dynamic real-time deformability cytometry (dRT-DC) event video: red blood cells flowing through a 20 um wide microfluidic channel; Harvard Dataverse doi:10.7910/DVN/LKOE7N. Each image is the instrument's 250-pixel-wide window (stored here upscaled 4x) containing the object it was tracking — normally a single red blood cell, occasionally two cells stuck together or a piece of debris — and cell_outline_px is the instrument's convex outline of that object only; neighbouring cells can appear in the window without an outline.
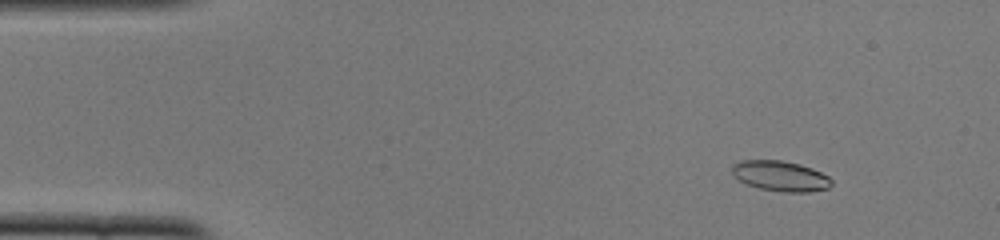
{"species": "common noctule bat (a hibernating species)", "species_latin": "Nyctalus noctula", "temperature_condition": "cold", "stored_images_in_passage": 39, "camera_frame_rate_fps": 3000, "um_per_image_px": 0.085, "animal": {"sex": "female", "body_mass_g": 22.0, "forearm_length_mm": 56.7}, "frame": {"image": 1, "passage_image": 6, "time_ms": 1.667, "image_size_px": [1000, 240], "cell_outline_px": [[832, 184], [828, 188], [808, 192], [784, 192], [760, 188], [748, 184], [732, 176], [732, 164], [740, 160], [780, 160], [800, 164], [812, 168], [828, 176], [832, 180]], "centroid_in_image_um": [66.32, 14.95], "position_along_channel_um": 18.7, "area_um2": 17.57}}
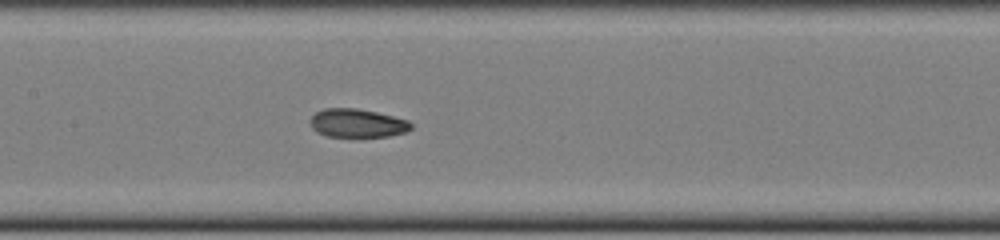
{"frame": {"image": 2, "passage_image": 25, "time_ms": 8.0, "image_size_px": [1000, 240], "cell_outline_px": [[412, 128], [408, 132], [388, 136], [328, 136], [316, 132], [312, 128], [312, 116], [316, 112], [324, 108], [356, 108], [376, 112], [408, 120], [412, 124]], "centroid_in_image_um": [30.4, 10.46], "position_along_channel_um": 177.0, "area_um2": 16.59}}
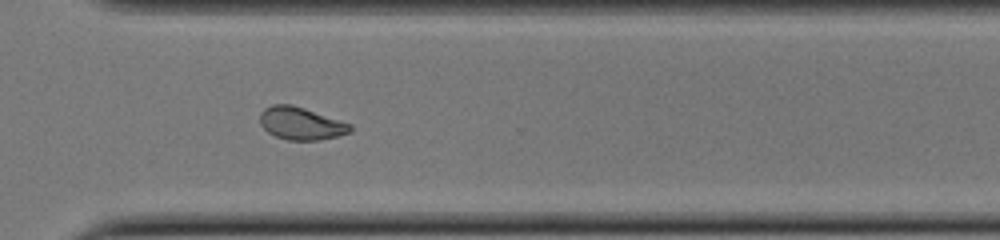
{"frame": {"image": 3, "passage_image": 38, "time_ms": 12.333, "image_size_px": [1000, 240], "cell_outline_px": [[352, 132], [320, 140], [288, 140], [276, 136], [268, 132], [260, 124], [260, 112], [264, 108], [272, 104], [292, 104], [352, 124]], "centroid_in_image_um": [25.58, 10.49], "position_along_channel_um": 345.0, "area_um2": 17.17}}